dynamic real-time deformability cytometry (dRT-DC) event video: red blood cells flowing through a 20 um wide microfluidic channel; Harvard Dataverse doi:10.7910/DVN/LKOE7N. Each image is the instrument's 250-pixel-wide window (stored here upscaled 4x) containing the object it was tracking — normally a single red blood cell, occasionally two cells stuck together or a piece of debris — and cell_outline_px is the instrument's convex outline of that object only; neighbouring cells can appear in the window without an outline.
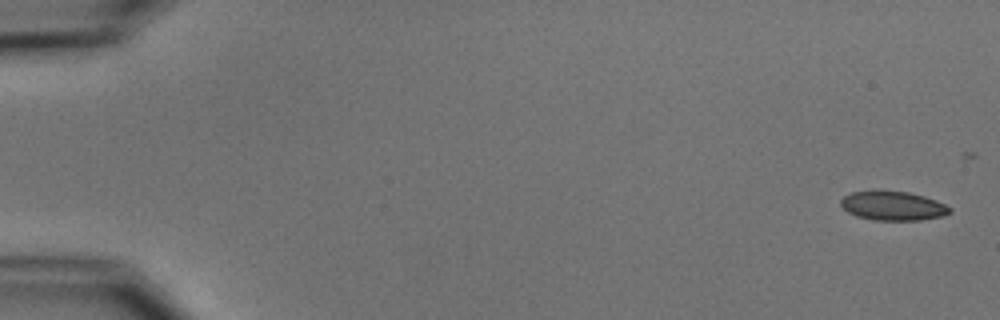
{"species": "common noctule bat (a hibernating species)", "species_latin": "Nyctalus noctula", "temperature_condition": "cold", "stored_images_in_passage": 8, "camera_frame_rate_fps": 3000, "um_per_image_px": 0.085, "animal": {"sex": "male", "body_mass_g": 15.6}, "frame": {"image": 1, "passage_image": 1, "time_ms": 0.0, "image_size_px": [1000, 320], "cell_outline_px": [[952, 212], [944, 216], [920, 220], [872, 220], [856, 216], [848, 212], [840, 204], [840, 200], [844, 196], [852, 192], [908, 192], [924, 196], [936, 200], [952, 208]], "centroid_in_image_um": [75.94, 17.52], "position_along_channel_um": 9.1, "area_um2": 18.26}}
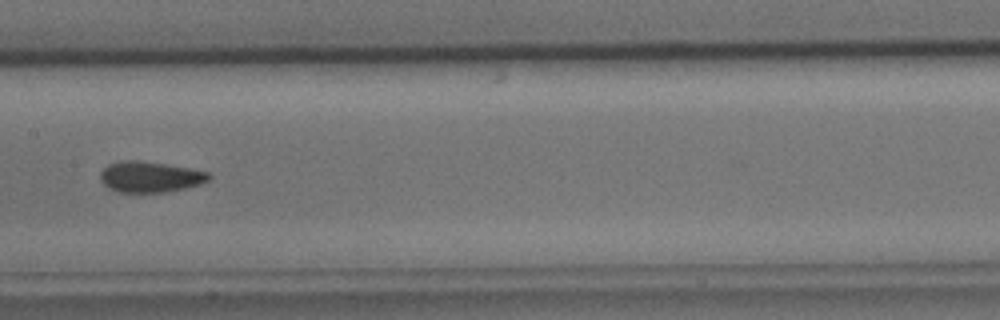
{"frame": {"image": 2, "passage_image": 8, "time_ms": 9.0, "image_size_px": [1000, 320], "cell_outline_px": [[212, 176], [208, 180], [200, 184], [184, 188], [164, 192], [120, 192], [108, 188], [100, 180], [100, 172], [108, 164], [120, 160], [136, 160], [164, 164], [188, 168], [208, 172]], "centroid_in_image_um": [12.72, 15.03], "position_along_channel_um": 194.7, "area_um2": 19.36}}